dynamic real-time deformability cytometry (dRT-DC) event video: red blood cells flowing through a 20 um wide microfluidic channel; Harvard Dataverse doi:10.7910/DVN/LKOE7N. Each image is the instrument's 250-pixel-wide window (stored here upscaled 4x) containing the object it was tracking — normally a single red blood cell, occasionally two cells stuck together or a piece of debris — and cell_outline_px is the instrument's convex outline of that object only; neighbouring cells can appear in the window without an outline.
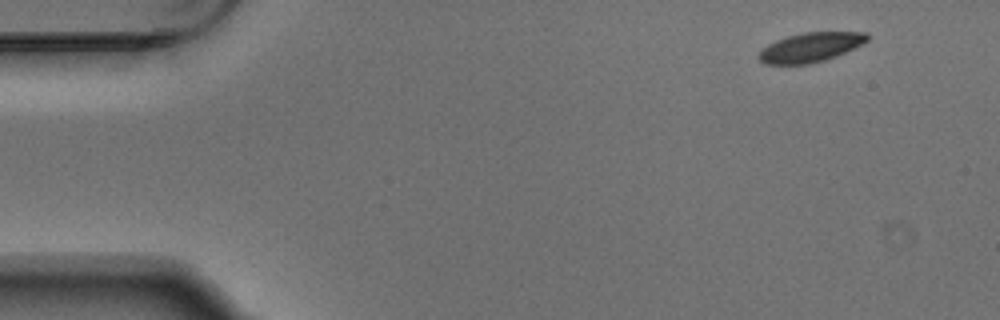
{"species": "Egyptian fruit bat (a non-hibernating species)", "species_latin": "Rousettus aegyptiacus", "temperature_condition": "warm", "stored_images_in_passage": 4, "camera_frame_rate_fps": 3000, "um_per_image_px": 0.085, "animal": {"sex": "male"}, "frame": {"image": 1, "passage_image": 1, "time_ms": 0.0, "image_size_px": [1000, 320], "cell_outline_px": [[868, 40], [836, 56], [824, 60], [808, 64], [764, 64], [756, 56], [768, 44], [776, 40], [788, 36], [804, 32], [868, 32]], "centroid_in_image_um": [68.86, 4.02], "position_along_channel_um": 16.1, "area_um2": 18.32}}
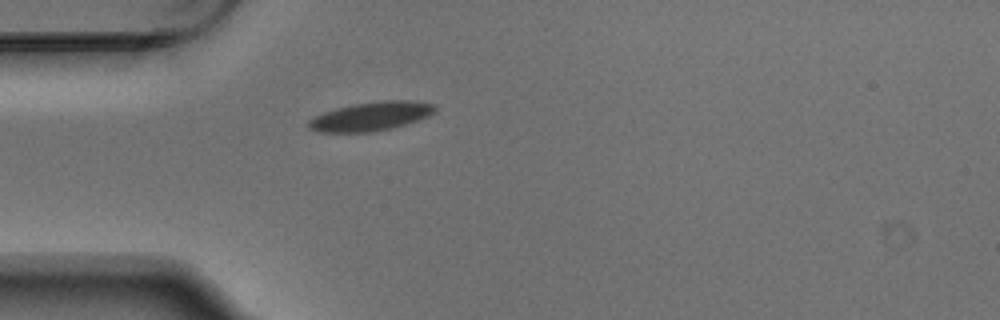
{"frame": {"image": 2, "passage_image": 4, "time_ms": 1.0, "image_size_px": [1000, 320], "cell_outline_px": [[436, 112], [428, 116], [404, 124], [388, 128], [368, 132], [320, 132], [308, 128], [308, 120], [324, 112], [336, 108], [352, 104], [384, 100], [412, 100], [436, 104]], "centroid_in_image_um": [31.54, 9.87], "position_along_channel_um": 53.5, "area_um2": 21.1}}